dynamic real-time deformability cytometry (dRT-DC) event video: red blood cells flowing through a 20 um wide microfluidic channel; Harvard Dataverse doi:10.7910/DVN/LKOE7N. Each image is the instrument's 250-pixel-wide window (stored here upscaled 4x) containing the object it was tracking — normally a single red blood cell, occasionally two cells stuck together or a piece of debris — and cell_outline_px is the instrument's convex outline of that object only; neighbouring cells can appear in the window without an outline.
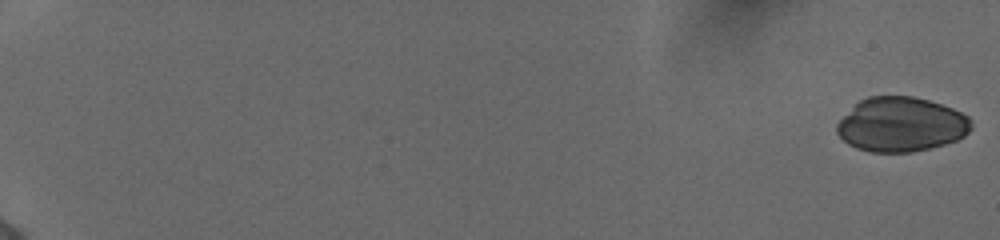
{"species": "human", "species_latin": "Homo sapiens", "temperature_condition": "cold", "stored_images_in_passage": 50, "camera_frame_rate_fps": 3000, "um_per_image_px": 0.085, "donor": {"sex": "female"}, "frame": {"image": 1, "passage_image": 1, "time_ms": 0.0, "image_size_px": [1000, 240], "cell_outline_px": [[972, 128], [964, 136], [956, 140], [944, 144], [912, 152], [868, 152], [856, 148], [848, 144], [836, 132], [836, 124], [860, 100], [868, 96], [912, 96], [928, 100], [952, 108], [968, 116], [972, 124]], "centroid_in_image_um": [76.59, 10.58], "position_along_channel_um": 8.4, "area_um2": 42.48}}
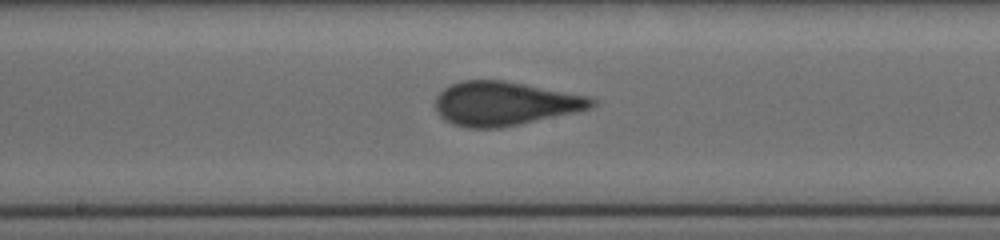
{"frame": {"image": 2, "passage_image": 27, "time_ms": 8.667, "image_size_px": [1000, 240], "cell_outline_px": [[600, 100], [596, 104], [588, 108], [576, 112], [520, 124], [500, 128], [468, 128], [452, 124], [444, 120], [436, 112], [436, 96], [444, 88], [460, 80], [504, 80], [588, 96]], "centroid_in_image_um": [42.88, 8.8], "position_along_channel_um": 205.3, "area_um2": 40.11}}
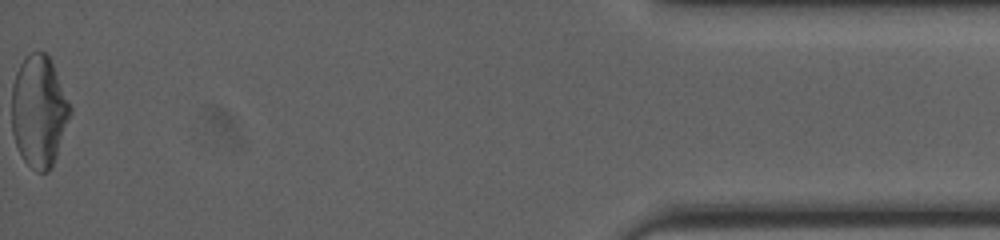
{"frame": {"image": 3, "passage_image": 50, "time_ms": 16.333, "image_size_px": [1000, 240], "cell_outline_px": [[72, 112], [52, 168], [48, 172], [36, 172], [24, 160], [16, 144], [12, 132], [12, 84], [16, 72], [20, 64], [32, 52], [44, 52], [48, 56], [52, 64], [72, 108]], "centroid_in_image_um": [3.31, 9.49], "position_along_channel_um": 431.9, "area_um2": 37.74}}